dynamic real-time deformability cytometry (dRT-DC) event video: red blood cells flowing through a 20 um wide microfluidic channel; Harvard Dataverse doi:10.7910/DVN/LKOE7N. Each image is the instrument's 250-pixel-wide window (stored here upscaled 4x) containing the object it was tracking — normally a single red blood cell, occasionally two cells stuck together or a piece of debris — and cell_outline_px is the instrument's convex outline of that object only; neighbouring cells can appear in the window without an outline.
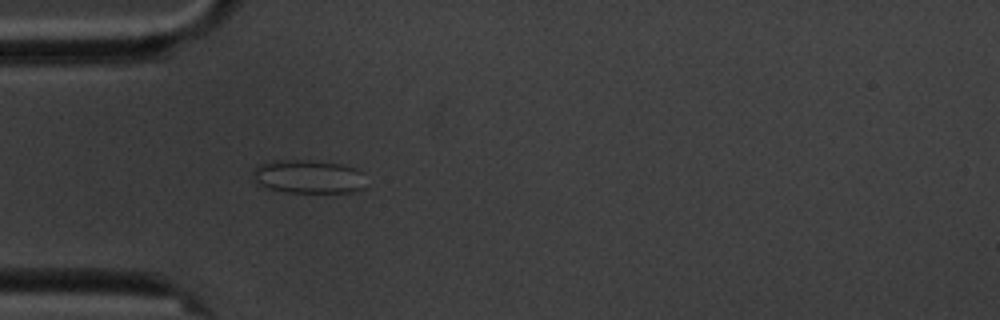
{"species": "common noctule bat (a hibernating species)", "species_latin": "Nyctalus noctula", "temperature_condition": "cold", "stored_images_in_passage": 4, "camera_frame_rate_fps": 3000, "um_per_image_px": 0.085, "animal": {"sex": "male", "body_mass_g": 20.1, "forearm_length_mm": 53.5}, "frame": {"image": 1, "passage_image": 4, "time_ms": 4.333, "image_size_px": [1000, 320], "cell_outline_px": [[364, 188], [352, 192], [284, 192], [268, 188], [256, 184], [252, 176], [252, 172], [260, 164], [276, 160], [308, 160], [340, 164], [356, 168], [364, 172]], "centroid_in_image_um": [26.21, 15.02], "position_along_channel_um": 58.8, "area_um2": 22.2}}